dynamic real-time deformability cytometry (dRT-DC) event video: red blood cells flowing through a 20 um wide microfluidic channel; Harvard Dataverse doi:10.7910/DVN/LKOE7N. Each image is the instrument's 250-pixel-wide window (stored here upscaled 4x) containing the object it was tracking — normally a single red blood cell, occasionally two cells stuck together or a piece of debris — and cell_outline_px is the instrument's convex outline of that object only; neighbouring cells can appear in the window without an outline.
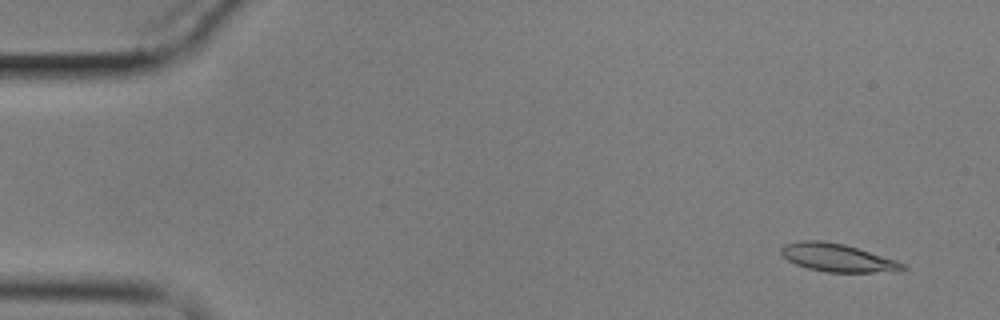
{"species": "common noctule bat (a hibernating species)", "species_latin": "Nyctalus noctula", "temperature_condition": "cold", "stored_images_in_passage": 6, "camera_frame_rate_fps": 3000, "um_per_image_px": 0.085, "animal": {"sex": "male", "body_mass_g": 17.9}, "frame": {"image": 1, "passage_image": 6, "time_ms": 7.667, "image_size_px": [1000, 320], "cell_outline_px": [[908, 268], [900, 272], [828, 272], [808, 268], [796, 264], [788, 260], [780, 252], [780, 248], [784, 244], [800, 240], [820, 240], [844, 244], [896, 260], [904, 264]], "centroid_in_image_um": [71.2, 21.91], "position_along_channel_um": 13.8, "area_um2": 19.88}}